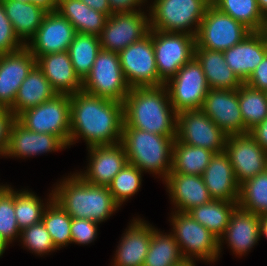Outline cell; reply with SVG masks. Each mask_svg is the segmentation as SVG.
<instances>
[{"instance_id": "obj_1", "label": "cell", "mask_w": 267, "mask_h": 266, "mask_svg": "<svg viewBox=\"0 0 267 266\" xmlns=\"http://www.w3.org/2000/svg\"><path fill=\"white\" fill-rule=\"evenodd\" d=\"M71 145L80 136L89 147L121 142L123 103L78 91L70 95Z\"/></svg>"}, {"instance_id": "obj_2", "label": "cell", "mask_w": 267, "mask_h": 266, "mask_svg": "<svg viewBox=\"0 0 267 266\" xmlns=\"http://www.w3.org/2000/svg\"><path fill=\"white\" fill-rule=\"evenodd\" d=\"M123 117V126L176 137L177 113L164 85L131 88L123 101Z\"/></svg>"}, {"instance_id": "obj_3", "label": "cell", "mask_w": 267, "mask_h": 266, "mask_svg": "<svg viewBox=\"0 0 267 266\" xmlns=\"http://www.w3.org/2000/svg\"><path fill=\"white\" fill-rule=\"evenodd\" d=\"M53 199L72 218L101 223L119 207L107 186L89 184L78 173L64 179L53 191Z\"/></svg>"}, {"instance_id": "obj_4", "label": "cell", "mask_w": 267, "mask_h": 266, "mask_svg": "<svg viewBox=\"0 0 267 266\" xmlns=\"http://www.w3.org/2000/svg\"><path fill=\"white\" fill-rule=\"evenodd\" d=\"M175 139L176 137L123 126L121 144L124 146L128 163L141 171L159 174L165 180L172 169Z\"/></svg>"}, {"instance_id": "obj_5", "label": "cell", "mask_w": 267, "mask_h": 266, "mask_svg": "<svg viewBox=\"0 0 267 266\" xmlns=\"http://www.w3.org/2000/svg\"><path fill=\"white\" fill-rule=\"evenodd\" d=\"M152 5L150 6V29L196 36L209 1L154 0ZM193 25H195L194 30L191 28Z\"/></svg>"}, {"instance_id": "obj_6", "label": "cell", "mask_w": 267, "mask_h": 266, "mask_svg": "<svg viewBox=\"0 0 267 266\" xmlns=\"http://www.w3.org/2000/svg\"><path fill=\"white\" fill-rule=\"evenodd\" d=\"M130 89L118 53L101 49L90 73L82 81V91L123 103Z\"/></svg>"}, {"instance_id": "obj_7", "label": "cell", "mask_w": 267, "mask_h": 266, "mask_svg": "<svg viewBox=\"0 0 267 266\" xmlns=\"http://www.w3.org/2000/svg\"><path fill=\"white\" fill-rule=\"evenodd\" d=\"M70 113V95L56 94L52 99L23 111L16 120L30 131L58 136L69 146Z\"/></svg>"}, {"instance_id": "obj_8", "label": "cell", "mask_w": 267, "mask_h": 266, "mask_svg": "<svg viewBox=\"0 0 267 266\" xmlns=\"http://www.w3.org/2000/svg\"><path fill=\"white\" fill-rule=\"evenodd\" d=\"M171 83V84H169ZM164 86L176 113L201 109L210 89L201 64L193 57Z\"/></svg>"}, {"instance_id": "obj_9", "label": "cell", "mask_w": 267, "mask_h": 266, "mask_svg": "<svg viewBox=\"0 0 267 266\" xmlns=\"http://www.w3.org/2000/svg\"><path fill=\"white\" fill-rule=\"evenodd\" d=\"M172 218L173 236L185 260L191 261L197 257L209 262L218 258L219 239L206 227L195 221L189 213L176 211Z\"/></svg>"}, {"instance_id": "obj_10", "label": "cell", "mask_w": 267, "mask_h": 266, "mask_svg": "<svg viewBox=\"0 0 267 266\" xmlns=\"http://www.w3.org/2000/svg\"><path fill=\"white\" fill-rule=\"evenodd\" d=\"M121 69L130 88L157 87L159 79L152 41V29L142 39L118 53Z\"/></svg>"}, {"instance_id": "obj_11", "label": "cell", "mask_w": 267, "mask_h": 266, "mask_svg": "<svg viewBox=\"0 0 267 266\" xmlns=\"http://www.w3.org/2000/svg\"><path fill=\"white\" fill-rule=\"evenodd\" d=\"M251 31L217 7L206 9L197 34L195 47L225 51L241 42Z\"/></svg>"}, {"instance_id": "obj_12", "label": "cell", "mask_w": 267, "mask_h": 266, "mask_svg": "<svg viewBox=\"0 0 267 266\" xmlns=\"http://www.w3.org/2000/svg\"><path fill=\"white\" fill-rule=\"evenodd\" d=\"M159 79L165 84L194 57L195 36L152 29Z\"/></svg>"}, {"instance_id": "obj_13", "label": "cell", "mask_w": 267, "mask_h": 266, "mask_svg": "<svg viewBox=\"0 0 267 266\" xmlns=\"http://www.w3.org/2000/svg\"><path fill=\"white\" fill-rule=\"evenodd\" d=\"M227 135L201 110L177 113L176 139L184 144L225 151Z\"/></svg>"}, {"instance_id": "obj_14", "label": "cell", "mask_w": 267, "mask_h": 266, "mask_svg": "<svg viewBox=\"0 0 267 266\" xmlns=\"http://www.w3.org/2000/svg\"><path fill=\"white\" fill-rule=\"evenodd\" d=\"M150 31L149 18L144 12L117 13L108 16L99 35L101 49L119 53L142 39Z\"/></svg>"}, {"instance_id": "obj_15", "label": "cell", "mask_w": 267, "mask_h": 266, "mask_svg": "<svg viewBox=\"0 0 267 266\" xmlns=\"http://www.w3.org/2000/svg\"><path fill=\"white\" fill-rule=\"evenodd\" d=\"M225 152L239 185L267 170V151L249 133L228 136Z\"/></svg>"}, {"instance_id": "obj_16", "label": "cell", "mask_w": 267, "mask_h": 266, "mask_svg": "<svg viewBox=\"0 0 267 266\" xmlns=\"http://www.w3.org/2000/svg\"><path fill=\"white\" fill-rule=\"evenodd\" d=\"M76 34L73 25L58 11H49L26 47L37 60L45 54L68 51Z\"/></svg>"}, {"instance_id": "obj_17", "label": "cell", "mask_w": 267, "mask_h": 266, "mask_svg": "<svg viewBox=\"0 0 267 266\" xmlns=\"http://www.w3.org/2000/svg\"><path fill=\"white\" fill-rule=\"evenodd\" d=\"M201 110L227 135L246 134L238 89L210 88Z\"/></svg>"}, {"instance_id": "obj_18", "label": "cell", "mask_w": 267, "mask_h": 266, "mask_svg": "<svg viewBox=\"0 0 267 266\" xmlns=\"http://www.w3.org/2000/svg\"><path fill=\"white\" fill-rule=\"evenodd\" d=\"M35 65L36 58L26 46L0 54V108L13 106L20 85Z\"/></svg>"}, {"instance_id": "obj_19", "label": "cell", "mask_w": 267, "mask_h": 266, "mask_svg": "<svg viewBox=\"0 0 267 266\" xmlns=\"http://www.w3.org/2000/svg\"><path fill=\"white\" fill-rule=\"evenodd\" d=\"M90 164L87 171L78 174L89 184L107 186L128 163L124 146L121 142L113 145L88 147Z\"/></svg>"}, {"instance_id": "obj_20", "label": "cell", "mask_w": 267, "mask_h": 266, "mask_svg": "<svg viewBox=\"0 0 267 266\" xmlns=\"http://www.w3.org/2000/svg\"><path fill=\"white\" fill-rule=\"evenodd\" d=\"M202 177L213 200L238 202L240 185L225 151L212 156Z\"/></svg>"}, {"instance_id": "obj_21", "label": "cell", "mask_w": 267, "mask_h": 266, "mask_svg": "<svg viewBox=\"0 0 267 266\" xmlns=\"http://www.w3.org/2000/svg\"><path fill=\"white\" fill-rule=\"evenodd\" d=\"M165 183L170 198L178 208L177 212L188 213L191 209L213 200L202 176L170 172Z\"/></svg>"}, {"instance_id": "obj_22", "label": "cell", "mask_w": 267, "mask_h": 266, "mask_svg": "<svg viewBox=\"0 0 267 266\" xmlns=\"http://www.w3.org/2000/svg\"><path fill=\"white\" fill-rule=\"evenodd\" d=\"M68 145L58 136L33 132L17 120L13 123L4 156L28 157L63 149Z\"/></svg>"}, {"instance_id": "obj_23", "label": "cell", "mask_w": 267, "mask_h": 266, "mask_svg": "<svg viewBox=\"0 0 267 266\" xmlns=\"http://www.w3.org/2000/svg\"><path fill=\"white\" fill-rule=\"evenodd\" d=\"M223 54L226 64L245 82L267 54V46L259 32H251Z\"/></svg>"}, {"instance_id": "obj_24", "label": "cell", "mask_w": 267, "mask_h": 266, "mask_svg": "<svg viewBox=\"0 0 267 266\" xmlns=\"http://www.w3.org/2000/svg\"><path fill=\"white\" fill-rule=\"evenodd\" d=\"M36 64L57 94L73 95L82 90V80L75 73L68 51L42 55Z\"/></svg>"}, {"instance_id": "obj_25", "label": "cell", "mask_w": 267, "mask_h": 266, "mask_svg": "<svg viewBox=\"0 0 267 266\" xmlns=\"http://www.w3.org/2000/svg\"><path fill=\"white\" fill-rule=\"evenodd\" d=\"M236 254L242 255L260 239V216L245 211L238 206L231 213L226 231L219 239V254L222 238Z\"/></svg>"}, {"instance_id": "obj_26", "label": "cell", "mask_w": 267, "mask_h": 266, "mask_svg": "<svg viewBox=\"0 0 267 266\" xmlns=\"http://www.w3.org/2000/svg\"><path fill=\"white\" fill-rule=\"evenodd\" d=\"M154 229L141 219L134 220L116 250L114 266H143Z\"/></svg>"}, {"instance_id": "obj_27", "label": "cell", "mask_w": 267, "mask_h": 266, "mask_svg": "<svg viewBox=\"0 0 267 266\" xmlns=\"http://www.w3.org/2000/svg\"><path fill=\"white\" fill-rule=\"evenodd\" d=\"M194 57L201 64L209 88L234 90L243 83L226 64L223 51L195 47Z\"/></svg>"}, {"instance_id": "obj_28", "label": "cell", "mask_w": 267, "mask_h": 266, "mask_svg": "<svg viewBox=\"0 0 267 266\" xmlns=\"http://www.w3.org/2000/svg\"><path fill=\"white\" fill-rule=\"evenodd\" d=\"M56 94L36 64L20 85L13 106L9 110L17 117L23 111L52 99Z\"/></svg>"}, {"instance_id": "obj_29", "label": "cell", "mask_w": 267, "mask_h": 266, "mask_svg": "<svg viewBox=\"0 0 267 266\" xmlns=\"http://www.w3.org/2000/svg\"><path fill=\"white\" fill-rule=\"evenodd\" d=\"M1 1L15 34L21 42L25 41L26 46V39L31 40L35 36L48 11L32 2Z\"/></svg>"}, {"instance_id": "obj_30", "label": "cell", "mask_w": 267, "mask_h": 266, "mask_svg": "<svg viewBox=\"0 0 267 266\" xmlns=\"http://www.w3.org/2000/svg\"><path fill=\"white\" fill-rule=\"evenodd\" d=\"M56 11L65 17L77 33L99 36L108 16L96 11L81 0H60Z\"/></svg>"}, {"instance_id": "obj_31", "label": "cell", "mask_w": 267, "mask_h": 266, "mask_svg": "<svg viewBox=\"0 0 267 266\" xmlns=\"http://www.w3.org/2000/svg\"><path fill=\"white\" fill-rule=\"evenodd\" d=\"M238 202L212 200L199 205L188 213L191 217L206 227L218 239L224 234L229 224L231 213L238 206Z\"/></svg>"}, {"instance_id": "obj_32", "label": "cell", "mask_w": 267, "mask_h": 266, "mask_svg": "<svg viewBox=\"0 0 267 266\" xmlns=\"http://www.w3.org/2000/svg\"><path fill=\"white\" fill-rule=\"evenodd\" d=\"M214 154L209 149L184 144L175 139L171 172L202 176Z\"/></svg>"}, {"instance_id": "obj_33", "label": "cell", "mask_w": 267, "mask_h": 266, "mask_svg": "<svg viewBox=\"0 0 267 266\" xmlns=\"http://www.w3.org/2000/svg\"><path fill=\"white\" fill-rule=\"evenodd\" d=\"M100 50L99 36L91 34L77 33L69 45L70 60L75 73L82 81L90 73Z\"/></svg>"}, {"instance_id": "obj_34", "label": "cell", "mask_w": 267, "mask_h": 266, "mask_svg": "<svg viewBox=\"0 0 267 266\" xmlns=\"http://www.w3.org/2000/svg\"><path fill=\"white\" fill-rule=\"evenodd\" d=\"M184 260L173 234L154 229L143 266H177Z\"/></svg>"}, {"instance_id": "obj_35", "label": "cell", "mask_w": 267, "mask_h": 266, "mask_svg": "<svg viewBox=\"0 0 267 266\" xmlns=\"http://www.w3.org/2000/svg\"><path fill=\"white\" fill-rule=\"evenodd\" d=\"M237 205L260 217L267 215V170L240 184Z\"/></svg>"}, {"instance_id": "obj_36", "label": "cell", "mask_w": 267, "mask_h": 266, "mask_svg": "<svg viewBox=\"0 0 267 266\" xmlns=\"http://www.w3.org/2000/svg\"><path fill=\"white\" fill-rule=\"evenodd\" d=\"M49 205L42 215V222L49 232L56 249L71 243L72 217L53 199V191L50 194Z\"/></svg>"}, {"instance_id": "obj_37", "label": "cell", "mask_w": 267, "mask_h": 266, "mask_svg": "<svg viewBox=\"0 0 267 266\" xmlns=\"http://www.w3.org/2000/svg\"><path fill=\"white\" fill-rule=\"evenodd\" d=\"M238 100L246 132L249 133L267 117V102L263 91L245 82L238 88Z\"/></svg>"}, {"instance_id": "obj_38", "label": "cell", "mask_w": 267, "mask_h": 266, "mask_svg": "<svg viewBox=\"0 0 267 266\" xmlns=\"http://www.w3.org/2000/svg\"><path fill=\"white\" fill-rule=\"evenodd\" d=\"M216 7L243 24L251 32L260 31L264 17L256 0H222Z\"/></svg>"}, {"instance_id": "obj_39", "label": "cell", "mask_w": 267, "mask_h": 266, "mask_svg": "<svg viewBox=\"0 0 267 266\" xmlns=\"http://www.w3.org/2000/svg\"><path fill=\"white\" fill-rule=\"evenodd\" d=\"M142 173L139 168L127 163L112 179V182L108 185V189L118 206H121L125 200L138 191L142 181Z\"/></svg>"}, {"instance_id": "obj_40", "label": "cell", "mask_w": 267, "mask_h": 266, "mask_svg": "<svg viewBox=\"0 0 267 266\" xmlns=\"http://www.w3.org/2000/svg\"><path fill=\"white\" fill-rule=\"evenodd\" d=\"M45 206L35 194L14 191V209L20 230L41 222Z\"/></svg>"}, {"instance_id": "obj_41", "label": "cell", "mask_w": 267, "mask_h": 266, "mask_svg": "<svg viewBox=\"0 0 267 266\" xmlns=\"http://www.w3.org/2000/svg\"><path fill=\"white\" fill-rule=\"evenodd\" d=\"M14 209V191L9 186L0 190V235L9 243L20 235Z\"/></svg>"}, {"instance_id": "obj_42", "label": "cell", "mask_w": 267, "mask_h": 266, "mask_svg": "<svg viewBox=\"0 0 267 266\" xmlns=\"http://www.w3.org/2000/svg\"><path fill=\"white\" fill-rule=\"evenodd\" d=\"M20 236L23 244L36 254L42 255L56 250L50 234L42 221L22 229Z\"/></svg>"}, {"instance_id": "obj_43", "label": "cell", "mask_w": 267, "mask_h": 266, "mask_svg": "<svg viewBox=\"0 0 267 266\" xmlns=\"http://www.w3.org/2000/svg\"><path fill=\"white\" fill-rule=\"evenodd\" d=\"M24 46L15 34L0 0V54L15 52Z\"/></svg>"}, {"instance_id": "obj_44", "label": "cell", "mask_w": 267, "mask_h": 266, "mask_svg": "<svg viewBox=\"0 0 267 266\" xmlns=\"http://www.w3.org/2000/svg\"><path fill=\"white\" fill-rule=\"evenodd\" d=\"M98 223L85 218H72L71 223V243L88 244L97 235Z\"/></svg>"}, {"instance_id": "obj_45", "label": "cell", "mask_w": 267, "mask_h": 266, "mask_svg": "<svg viewBox=\"0 0 267 266\" xmlns=\"http://www.w3.org/2000/svg\"><path fill=\"white\" fill-rule=\"evenodd\" d=\"M15 121L16 116L9 109L0 108V155H5Z\"/></svg>"}, {"instance_id": "obj_46", "label": "cell", "mask_w": 267, "mask_h": 266, "mask_svg": "<svg viewBox=\"0 0 267 266\" xmlns=\"http://www.w3.org/2000/svg\"><path fill=\"white\" fill-rule=\"evenodd\" d=\"M245 83L260 91H265L267 89V54Z\"/></svg>"}, {"instance_id": "obj_47", "label": "cell", "mask_w": 267, "mask_h": 266, "mask_svg": "<svg viewBox=\"0 0 267 266\" xmlns=\"http://www.w3.org/2000/svg\"><path fill=\"white\" fill-rule=\"evenodd\" d=\"M112 14L129 13L140 11L135 9V6L145 3L144 0H108Z\"/></svg>"}, {"instance_id": "obj_48", "label": "cell", "mask_w": 267, "mask_h": 266, "mask_svg": "<svg viewBox=\"0 0 267 266\" xmlns=\"http://www.w3.org/2000/svg\"><path fill=\"white\" fill-rule=\"evenodd\" d=\"M249 134L263 150L267 151V117L260 124L251 129Z\"/></svg>"}, {"instance_id": "obj_49", "label": "cell", "mask_w": 267, "mask_h": 266, "mask_svg": "<svg viewBox=\"0 0 267 266\" xmlns=\"http://www.w3.org/2000/svg\"><path fill=\"white\" fill-rule=\"evenodd\" d=\"M90 8L102 12L107 16L111 15L110 5L108 0H81Z\"/></svg>"}, {"instance_id": "obj_50", "label": "cell", "mask_w": 267, "mask_h": 266, "mask_svg": "<svg viewBox=\"0 0 267 266\" xmlns=\"http://www.w3.org/2000/svg\"><path fill=\"white\" fill-rule=\"evenodd\" d=\"M21 2H32L45 9L46 11H55L57 8V3L54 0H16Z\"/></svg>"}, {"instance_id": "obj_51", "label": "cell", "mask_w": 267, "mask_h": 266, "mask_svg": "<svg viewBox=\"0 0 267 266\" xmlns=\"http://www.w3.org/2000/svg\"><path fill=\"white\" fill-rule=\"evenodd\" d=\"M261 235L267 237V215L260 217V236Z\"/></svg>"}, {"instance_id": "obj_52", "label": "cell", "mask_w": 267, "mask_h": 266, "mask_svg": "<svg viewBox=\"0 0 267 266\" xmlns=\"http://www.w3.org/2000/svg\"><path fill=\"white\" fill-rule=\"evenodd\" d=\"M256 2L263 17H266L267 16V0H256Z\"/></svg>"}, {"instance_id": "obj_53", "label": "cell", "mask_w": 267, "mask_h": 266, "mask_svg": "<svg viewBox=\"0 0 267 266\" xmlns=\"http://www.w3.org/2000/svg\"><path fill=\"white\" fill-rule=\"evenodd\" d=\"M259 33H260L261 36L263 37L264 42H265V44H266V46H267V16L264 17V21H263V23H262V26H261V28H260Z\"/></svg>"}, {"instance_id": "obj_54", "label": "cell", "mask_w": 267, "mask_h": 266, "mask_svg": "<svg viewBox=\"0 0 267 266\" xmlns=\"http://www.w3.org/2000/svg\"><path fill=\"white\" fill-rule=\"evenodd\" d=\"M8 244L9 243L2 237V235H0V256H2Z\"/></svg>"}, {"instance_id": "obj_55", "label": "cell", "mask_w": 267, "mask_h": 266, "mask_svg": "<svg viewBox=\"0 0 267 266\" xmlns=\"http://www.w3.org/2000/svg\"><path fill=\"white\" fill-rule=\"evenodd\" d=\"M177 266H195L193 260H184L181 264L177 265Z\"/></svg>"}, {"instance_id": "obj_56", "label": "cell", "mask_w": 267, "mask_h": 266, "mask_svg": "<svg viewBox=\"0 0 267 266\" xmlns=\"http://www.w3.org/2000/svg\"><path fill=\"white\" fill-rule=\"evenodd\" d=\"M209 5L216 7L222 0H208Z\"/></svg>"}, {"instance_id": "obj_57", "label": "cell", "mask_w": 267, "mask_h": 266, "mask_svg": "<svg viewBox=\"0 0 267 266\" xmlns=\"http://www.w3.org/2000/svg\"><path fill=\"white\" fill-rule=\"evenodd\" d=\"M263 93H264V96H265V100L267 102V89L265 91H263Z\"/></svg>"}]
</instances>
